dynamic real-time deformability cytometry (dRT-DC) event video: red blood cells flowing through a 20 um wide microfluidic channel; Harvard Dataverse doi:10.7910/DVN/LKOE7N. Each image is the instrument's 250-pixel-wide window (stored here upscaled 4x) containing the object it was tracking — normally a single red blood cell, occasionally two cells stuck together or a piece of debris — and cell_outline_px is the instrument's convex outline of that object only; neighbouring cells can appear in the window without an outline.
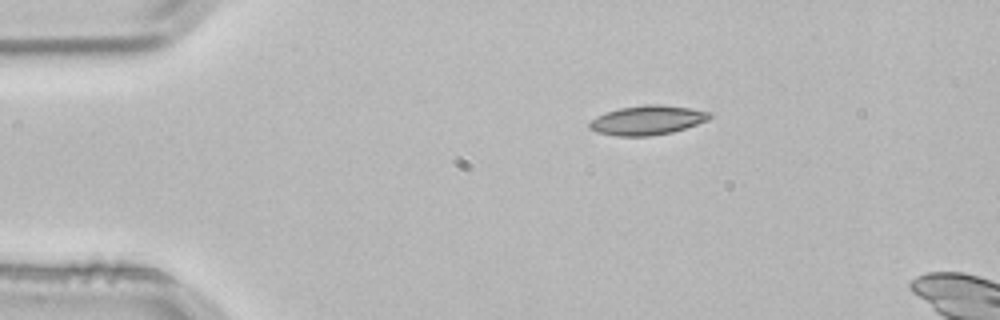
{"species": "common noctule bat (a hibernating species)", "species_latin": "Nyctalus noctula", "temperature_condition": "room temperature", "stored_images_in_passage": 2, "camera_frame_rate_fps": 3000, "um_per_image_px": 0.085, "animal": {"sex": "male", "body_mass_g": 21.5, "forearm_length_mm": 52.0}, "frame": {"image": 1, "passage_image": 1, "time_ms": 0.0, "image_size_px": [1000, 320], "cell_outline_px": [[712, 116], [708, 120], [672, 132], [652, 136], [616, 136], [596, 132], [588, 128], [588, 124], [596, 116], [604, 112], [620, 108], [644, 104], [664, 104], [712, 112]], "centroid_in_image_um": [55.0, 10.21], "position_along_channel_um": 30.0, "area_um2": 20.69}}